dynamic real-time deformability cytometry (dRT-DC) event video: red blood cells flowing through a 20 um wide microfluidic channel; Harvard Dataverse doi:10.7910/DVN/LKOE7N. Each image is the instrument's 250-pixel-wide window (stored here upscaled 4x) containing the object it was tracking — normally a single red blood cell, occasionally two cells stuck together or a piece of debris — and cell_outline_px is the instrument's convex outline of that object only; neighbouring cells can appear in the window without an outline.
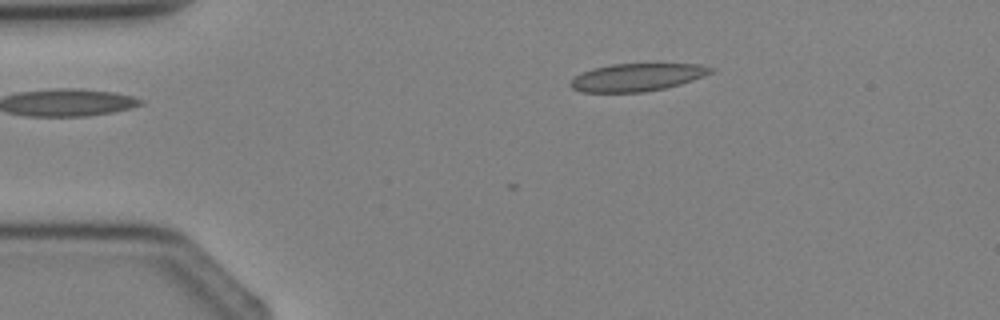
{"species": "Egyptian fruit bat (a non-hibernating species)", "species_latin": "Rousettus aegyptiacus", "temperature_condition": "cold", "stored_images_in_passage": 2, "camera_frame_rate_fps": 3000, "um_per_image_px": 0.085, "animal": {"sex": "female"}, "frame": {"image": 1, "passage_image": 1, "time_ms": 0.0, "image_size_px": [1000, 320], "cell_outline_px": [[716, 68], [712, 72], [704, 76], [680, 84], [664, 88], [644, 92], [580, 92], [572, 88], [568, 84], [576, 76], [584, 72], [596, 68], [612, 64], [700, 64]], "centroid_in_image_um": [54.17, 6.57], "position_along_channel_um": 30.8, "area_um2": 22.43}}